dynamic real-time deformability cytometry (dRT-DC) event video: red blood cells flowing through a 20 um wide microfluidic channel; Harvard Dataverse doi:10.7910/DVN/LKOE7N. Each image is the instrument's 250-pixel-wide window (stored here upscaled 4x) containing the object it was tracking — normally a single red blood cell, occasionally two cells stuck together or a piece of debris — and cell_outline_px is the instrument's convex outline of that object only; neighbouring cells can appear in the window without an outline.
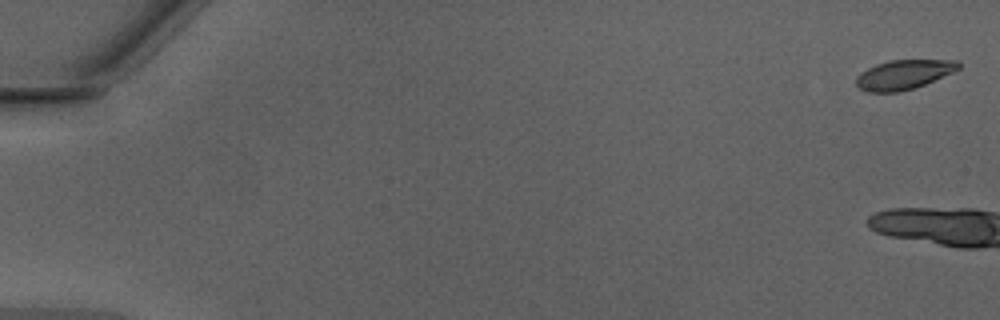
{"species": "Egyptian fruit bat (a non-hibernating species)", "species_latin": "Rousettus aegyptiacus", "temperature_condition": "warm", "stored_images_in_passage": 4, "camera_frame_rate_fps": 3000, "um_per_image_px": 0.085, "animal": {"sex": "male"}, "frame": {"image": 1, "passage_image": 2, "time_ms": 0.333, "image_size_px": [1000, 320], "cell_outline_px": [[960, 68], [952, 72], [924, 84], [912, 88], [896, 92], [868, 92], [860, 88], [856, 84], [856, 76], [860, 72], [876, 64], [888, 60], [956, 60], [960, 64]], "centroid_in_image_um": [76.77, 6.33], "position_along_channel_um": 8.2, "area_um2": 17.34}}